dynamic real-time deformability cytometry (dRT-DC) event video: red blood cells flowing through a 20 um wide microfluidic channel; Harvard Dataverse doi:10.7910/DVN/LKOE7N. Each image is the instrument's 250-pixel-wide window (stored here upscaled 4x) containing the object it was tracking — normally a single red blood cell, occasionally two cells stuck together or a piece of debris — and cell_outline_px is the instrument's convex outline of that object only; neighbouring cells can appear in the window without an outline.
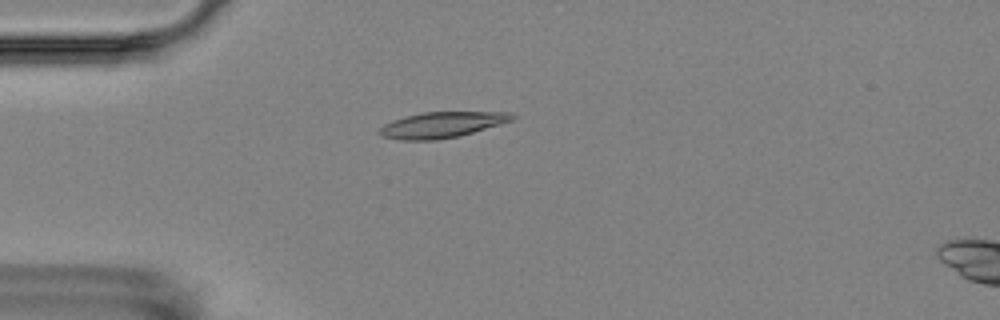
{"species": "Egyptian fruit bat (a non-hibernating species)", "species_latin": "Rousettus aegyptiacus", "temperature_condition": "room temperature", "stored_images_in_passage": 3, "camera_frame_rate_fps": 3000, "um_per_image_px": 0.085, "animal": {"sex": "female"}, "frame": {"image": 1, "passage_image": 2, "time_ms": 1.0, "image_size_px": [1000, 320], "cell_outline_px": [[516, 116], [512, 120], [500, 124], [460, 136], [436, 140], [400, 140], [380, 136], [376, 132], [384, 124], [392, 120], [404, 116], [424, 112], [512, 112]], "centroid_in_image_um": [37.51, 10.61], "position_along_channel_um": 47.5, "area_um2": 20.06}}